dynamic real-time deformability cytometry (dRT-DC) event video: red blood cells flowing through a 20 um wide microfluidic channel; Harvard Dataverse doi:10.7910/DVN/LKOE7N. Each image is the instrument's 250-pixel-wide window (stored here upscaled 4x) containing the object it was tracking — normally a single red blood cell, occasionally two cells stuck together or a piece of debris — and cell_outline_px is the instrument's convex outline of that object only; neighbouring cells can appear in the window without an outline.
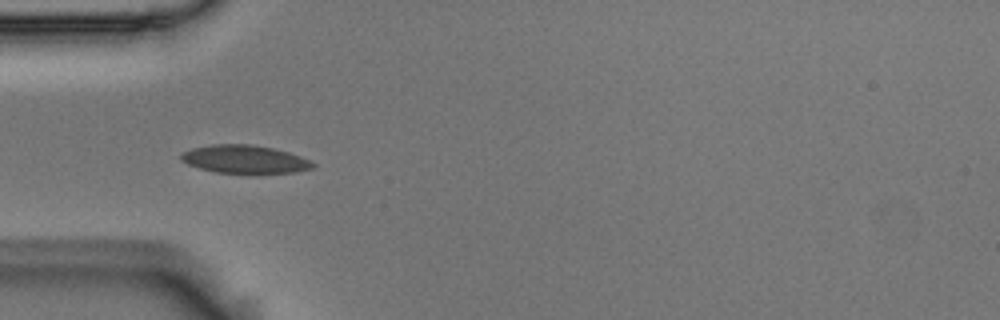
{"species": "Egyptian fruit bat (a non-hibernating species)", "species_latin": "Rousettus aegyptiacus", "temperature_condition": "room temperature", "stored_images_in_passage": 6, "camera_frame_rate_fps": 3000, "um_per_image_px": 0.085, "animal": {"sex": "male"}, "frame": {"image": 1, "passage_image": 5, "time_ms": 1.333, "image_size_px": [1000, 320], "cell_outline_px": [[316, 164], [312, 168], [296, 172], [216, 172], [200, 168], [188, 164], [180, 160], [180, 152], [192, 148], [212, 144], [252, 144], [272, 148], [288, 152], [300, 156]], "centroid_in_image_um": [20.75, 13.51], "position_along_channel_um": 64.3, "area_um2": 21.27}}
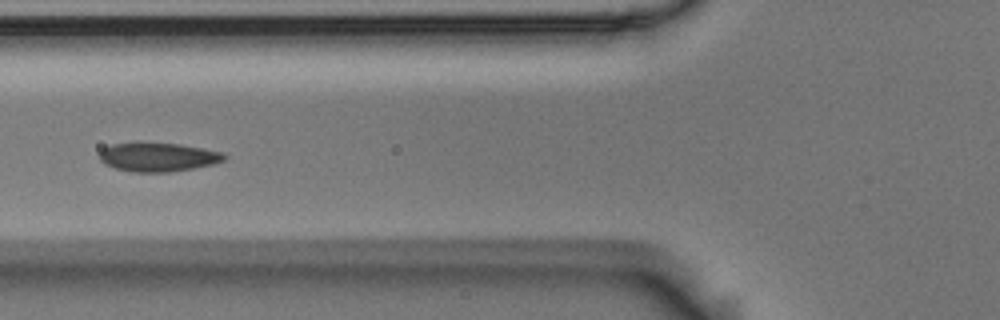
{"frame": {"image": 2, "passage_image": 6, "time_ms": 1.667, "image_size_px": [1000, 320], "cell_outline_px": [[228, 156], [224, 160], [212, 164], [192, 168], [168, 172], [132, 172], [116, 168], [104, 164], [100, 160], [100, 152], [104, 148], [112, 144], [140, 140], [180, 144], [204, 148], [224, 152]], "centroid_in_image_um": [13.42, 13.31], "position_along_channel_um": 112.4, "area_um2": 21.56}}